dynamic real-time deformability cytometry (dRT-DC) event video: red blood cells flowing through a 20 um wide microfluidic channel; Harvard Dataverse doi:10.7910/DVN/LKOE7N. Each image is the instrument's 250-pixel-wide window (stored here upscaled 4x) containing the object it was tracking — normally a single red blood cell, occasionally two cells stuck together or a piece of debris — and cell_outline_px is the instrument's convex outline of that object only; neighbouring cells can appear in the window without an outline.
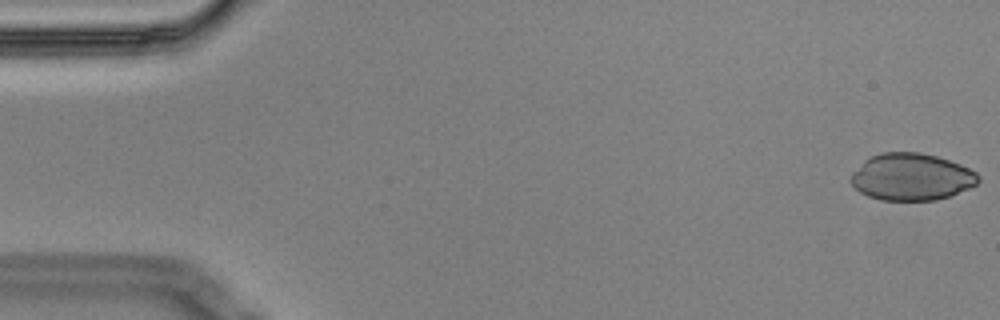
{"species": "Egyptian fruit bat (a non-hibernating species)", "species_latin": "Rousettus aegyptiacus", "temperature_condition": "cold", "stored_images_in_passage": 15, "camera_frame_rate_fps": 3000, "um_per_image_px": 0.085, "animal": {"sex": "male"}, "frame": {"image": 1, "passage_image": 1, "time_ms": 0.0, "image_size_px": [1000, 320], "cell_outline_px": [[980, 180], [976, 184], [968, 188], [948, 196], [936, 200], [880, 200], [868, 196], [860, 192], [848, 180], [852, 172], [864, 160], [872, 156], [884, 152], [920, 152], [936, 156], [960, 164], [976, 172], [980, 176]], "centroid_in_image_um": [77.45, 15.03], "position_along_channel_um": 7.6, "area_um2": 34.85}}